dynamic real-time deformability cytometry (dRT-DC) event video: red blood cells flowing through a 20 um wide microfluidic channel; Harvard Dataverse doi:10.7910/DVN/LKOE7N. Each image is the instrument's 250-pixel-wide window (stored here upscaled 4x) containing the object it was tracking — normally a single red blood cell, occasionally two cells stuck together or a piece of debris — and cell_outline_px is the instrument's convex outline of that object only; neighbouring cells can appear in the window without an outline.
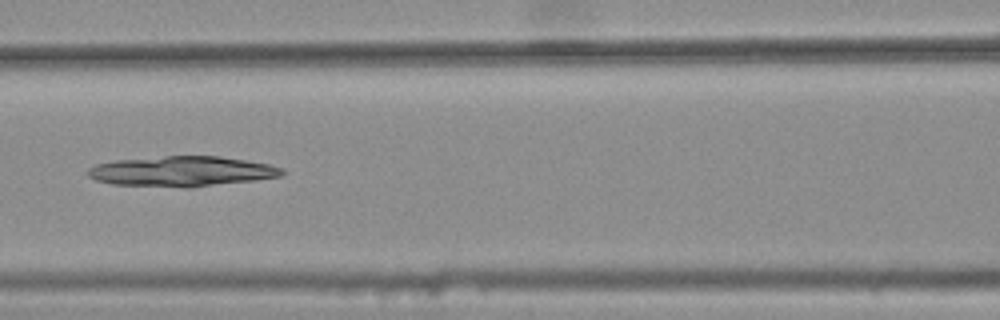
{"species": "common noctule bat (a hibernating species)", "species_latin": "Nyctalus noctula", "temperature_condition": "warm", "stored_images_in_passage": 6, "camera_frame_rate_fps": 3000, "um_per_image_px": 0.085, "animal": {"sex": "female", "body_mass_g": 25.1}, "frame": {"image": 1, "passage_image": 6, "time_ms": 1.667, "image_size_px": [1000, 320], "cell_outline_px": [[284, 172], [280, 176], [256, 180], [192, 188], [188, 188], [112, 184], [96, 180], [88, 176], [84, 172], [88, 168], [96, 164], [116, 160], [164, 156], [220, 156], [268, 164], [280, 168]], "centroid_in_image_um": [15.4, 14.57], "position_along_channel_um": 151.2, "area_um2": 34.28}}